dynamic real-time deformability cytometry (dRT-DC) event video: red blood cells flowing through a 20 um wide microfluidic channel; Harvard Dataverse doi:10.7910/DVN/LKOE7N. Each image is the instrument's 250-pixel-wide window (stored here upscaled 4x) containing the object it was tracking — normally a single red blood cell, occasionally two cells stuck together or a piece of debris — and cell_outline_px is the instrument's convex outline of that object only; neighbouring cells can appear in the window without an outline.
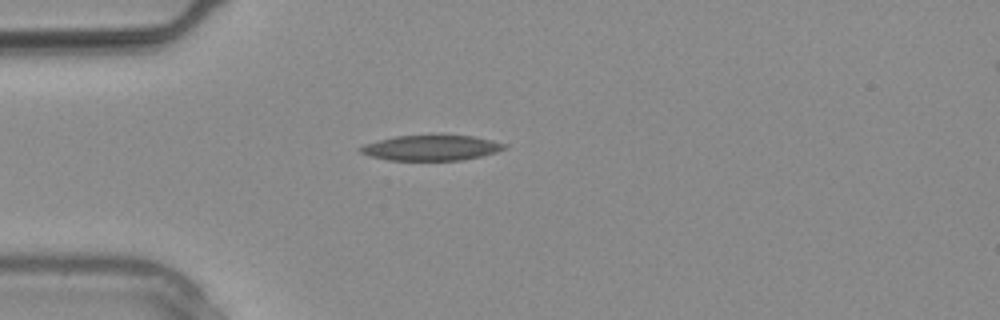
{"species": "common noctule bat (a hibernating species)", "species_latin": "Nyctalus noctula", "temperature_condition": "warm", "stored_images_in_passage": 2, "camera_frame_rate_fps": 3000, "um_per_image_px": 0.085, "animal": {"sex": "male", "body_mass_g": 20.4}, "frame": {"image": 1, "passage_image": 2, "time_ms": 0.333, "image_size_px": [1000, 320], "cell_outline_px": [[508, 148], [496, 152], [480, 156], [460, 160], [388, 160], [368, 156], [360, 152], [356, 148], [364, 144], [396, 136], [432, 132], [472, 136], [492, 140], [508, 144]], "centroid_in_image_um": [36.65, 12.52], "position_along_channel_um": 48.3, "area_um2": 22.2}}